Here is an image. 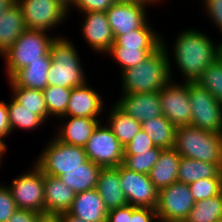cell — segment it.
<instances>
[{"mask_svg":"<svg viewBox=\"0 0 222 222\" xmlns=\"http://www.w3.org/2000/svg\"><path fill=\"white\" fill-rule=\"evenodd\" d=\"M204 33L191 27L180 31L173 41V51H168L170 49L165 43L164 36H162V45L167 49L169 55L171 80L175 76L172 72L173 62H171V58L174 59L178 71L183 76V82H196L203 71L218 59L220 42H215L213 38L211 39Z\"/></svg>","mask_w":222,"mask_h":222,"instance_id":"1","label":"cell"},{"mask_svg":"<svg viewBox=\"0 0 222 222\" xmlns=\"http://www.w3.org/2000/svg\"><path fill=\"white\" fill-rule=\"evenodd\" d=\"M169 55L162 45L139 65L120 73L121 91L127 94L160 91L170 80Z\"/></svg>","mask_w":222,"mask_h":222,"instance_id":"2","label":"cell"},{"mask_svg":"<svg viewBox=\"0 0 222 222\" xmlns=\"http://www.w3.org/2000/svg\"><path fill=\"white\" fill-rule=\"evenodd\" d=\"M76 46L65 35L54 38L50 46L52 62L47 74L48 85L75 88L89 81Z\"/></svg>","mask_w":222,"mask_h":222,"instance_id":"3","label":"cell"},{"mask_svg":"<svg viewBox=\"0 0 222 222\" xmlns=\"http://www.w3.org/2000/svg\"><path fill=\"white\" fill-rule=\"evenodd\" d=\"M43 30L25 29L13 46L5 52L6 78L9 80L18 70L35 61H43L50 54V46L58 34Z\"/></svg>","mask_w":222,"mask_h":222,"instance_id":"4","label":"cell"},{"mask_svg":"<svg viewBox=\"0 0 222 222\" xmlns=\"http://www.w3.org/2000/svg\"><path fill=\"white\" fill-rule=\"evenodd\" d=\"M174 149L182 156L222 166V134L192 126L176 128Z\"/></svg>","mask_w":222,"mask_h":222,"instance_id":"5","label":"cell"},{"mask_svg":"<svg viewBox=\"0 0 222 222\" xmlns=\"http://www.w3.org/2000/svg\"><path fill=\"white\" fill-rule=\"evenodd\" d=\"M87 161L84 147L65 144L54 136L49 139L33 163L44 174L59 177L64 171L79 168Z\"/></svg>","mask_w":222,"mask_h":222,"instance_id":"6","label":"cell"},{"mask_svg":"<svg viewBox=\"0 0 222 222\" xmlns=\"http://www.w3.org/2000/svg\"><path fill=\"white\" fill-rule=\"evenodd\" d=\"M191 126L222 134V104L196 82H188Z\"/></svg>","mask_w":222,"mask_h":222,"instance_id":"7","label":"cell"},{"mask_svg":"<svg viewBox=\"0 0 222 222\" xmlns=\"http://www.w3.org/2000/svg\"><path fill=\"white\" fill-rule=\"evenodd\" d=\"M20 6L26 29L52 32L68 20V9L59 0H15Z\"/></svg>","mask_w":222,"mask_h":222,"instance_id":"8","label":"cell"},{"mask_svg":"<svg viewBox=\"0 0 222 222\" xmlns=\"http://www.w3.org/2000/svg\"><path fill=\"white\" fill-rule=\"evenodd\" d=\"M30 170L12 179L7 185L18 209L45 213L44 173L33 163Z\"/></svg>","mask_w":222,"mask_h":222,"instance_id":"9","label":"cell"},{"mask_svg":"<svg viewBox=\"0 0 222 222\" xmlns=\"http://www.w3.org/2000/svg\"><path fill=\"white\" fill-rule=\"evenodd\" d=\"M84 149L88 160L102 168L118 167L123 163V146L113 131L102 121L93 131Z\"/></svg>","mask_w":222,"mask_h":222,"instance_id":"10","label":"cell"},{"mask_svg":"<svg viewBox=\"0 0 222 222\" xmlns=\"http://www.w3.org/2000/svg\"><path fill=\"white\" fill-rule=\"evenodd\" d=\"M170 80L162 87L160 100L163 116L174 126H191V103L188 82Z\"/></svg>","mask_w":222,"mask_h":222,"instance_id":"11","label":"cell"},{"mask_svg":"<svg viewBox=\"0 0 222 222\" xmlns=\"http://www.w3.org/2000/svg\"><path fill=\"white\" fill-rule=\"evenodd\" d=\"M195 204L188 184L174 182L159 190L157 220L186 219Z\"/></svg>","mask_w":222,"mask_h":222,"instance_id":"12","label":"cell"},{"mask_svg":"<svg viewBox=\"0 0 222 222\" xmlns=\"http://www.w3.org/2000/svg\"><path fill=\"white\" fill-rule=\"evenodd\" d=\"M121 189L128 204L134 207L156 209L159 190L153 185L148 174H141L119 165Z\"/></svg>","mask_w":222,"mask_h":222,"instance_id":"13","label":"cell"},{"mask_svg":"<svg viewBox=\"0 0 222 222\" xmlns=\"http://www.w3.org/2000/svg\"><path fill=\"white\" fill-rule=\"evenodd\" d=\"M148 7L133 2H123L117 0L105 12L114 36L127 34L139 29L147 20Z\"/></svg>","mask_w":222,"mask_h":222,"instance_id":"14","label":"cell"},{"mask_svg":"<svg viewBox=\"0 0 222 222\" xmlns=\"http://www.w3.org/2000/svg\"><path fill=\"white\" fill-rule=\"evenodd\" d=\"M81 30L84 41L96 54L106 55L114 43V36L105 12L82 13Z\"/></svg>","mask_w":222,"mask_h":222,"instance_id":"15","label":"cell"},{"mask_svg":"<svg viewBox=\"0 0 222 222\" xmlns=\"http://www.w3.org/2000/svg\"><path fill=\"white\" fill-rule=\"evenodd\" d=\"M119 98L114 103L140 123L163 115L159 91L136 94L121 93Z\"/></svg>","mask_w":222,"mask_h":222,"instance_id":"16","label":"cell"},{"mask_svg":"<svg viewBox=\"0 0 222 222\" xmlns=\"http://www.w3.org/2000/svg\"><path fill=\"white\" fill-rule=\"evenodd\" d=\"M87 81L84 85L72 88L68 107L63 116L100 119L105 110L104 98Z\"/></svg>","mask_w":222,"mask_h":222,"instance_id":"17","label":"cell"},{"mask_svg":"<svg viewBox=\"0 0 222 222\" xmlns=\"http://www.w3.org/2000/svg\"><path fill=\"white\" fill-rule=\"evenodd\" d=\"M59 118L61 121L56 125L55 137L65 144L81 147L86 145L97 125L102 121L100 119L73 116H61Z\"/></svg>","mask_w":222,"mask_h":222,"instance_id":"18","label":"cell"},{"mask_svg":"<svg viewBox=\"0 0 222 222\" xmlns=\"http://www.w3.org/2000/svg\"><path fill=\"white\" fill-rule=\"evenodd\" d=\"M69 214L85 222H106L108 209L96 188L76 194Z\"/></svg>","mask_w":222,"mask_h":222,"instance_id":"19","label":"cell"},{"mask_svg":"<svg viewBox=\"0 0 222 222\" xmlns=\"http://www.w3.org/2000/svg\"><path fill=\"white\" fill-rule=\"evenodd\" d=\"M75 196L74 190L59 177L44 174L45 212H67L72 206Z\"/></svg>","mask_w":222,"mask_h":222,"instance_id":"20","label":"cell"},{"mask_svg":"<svg viewBox=\"0 0 222 222\" xmlns=\"http://www.w3.org/2000/svg\"><path fill=\"white\" fill-rule=\"evenodd\" d=\"M96 190L101 195L108 210L123 207L128 204L120 185L119 166L101 169Z\"/></svg>","mask_w":222,"mask_h":222,"instance_id":"21","label":"cell"},{"mask_svg":"<svg viewBox=\"0 0 222 222\" xmlns=\"http://www.w3.org/2000/svg\"><path fill=\"white\" fill-rule=\"evenodd\" d=\"M26 29L16 1L0 14V56L7 52Z\"/></svg>","mask_w":222,"mask_h":222,"instance_id":"22","label":"cell"},{"mask_svg":"<svg viewBox=\"0 0 222 222\" xmlns=\"http://www.w3.org/2000/svg\"><path fill=\"white\" fill-rule=\"evenodd\" d=\"M181 155L174 149H162L158 161L151 168L149 178L158 189L170 186L178 181V167Z\"/></svg>","mask_w":222,"mask_h":222,"instance_id":"23","label":"cell"},{"mask_svg":"<svg viewBox=\"0 0 222 222\" xmlns=\"http://www.w3.org/2000/svg\"><path fill=\"white\" fill-rule=\"evenodd\" d=\"M151 25L149 19L139 28L118 35L112 46L137 49H159L162 46V34L157 32ZM154 29V30H153Z\"/></svg>","mask_w":222,"mask_h":222,"instance_id":"24","label":"cell"},{"mask_svg":"<svg viewBox=\"0 0 222 222\" xmlns=\"http://www.w3.org/2000/svg\"><path fill=\"white\" fill-rule=\"evenodd\" d=\"M52 62L51 54L43 61H35L18 70L10 80L18 87L43 91L48 86V71Z\"/></svg>","mask_w":222,"mask_h":222,"instance_id":"25","label":"cell"},{"mask_svg":"<svg viewBox=\"0 0 222 222\" xmlns=\"http://www.w3.org/2000/svg\"><path fill=\"white\" fill-rule=\"evenodd\" d=\"M177 176L188 185L202 178H222V166L181 156Z\"/></svg>","mask_w":222,"mask_h":222,"instance_id":"26","label":"cell"},{"mask_svg":"<svg viewBox=\"0 0 222 222\" xmlns=\"http://www.w3.org/2000/svg\"><path fill=\"white\" fill-rule=\"evenodd\" d=\"M102 167L88 160L79 168L66 170L59 178L76 194L96 188Z\"/></svg>","mask_w":222,"mask_h":222,"instance_id":"27","label":"cell"},{"mask_svg":"<svg viewBox=\"0 0 222 222\" xmlns=\"http://www.w3.org/2000/svg\"><path fill=\"white\" fill-rule=\"evenodd\" d=\"M107 126L113 131L120 144L125 147L142 129L141 123L122 111L115 103L110 106Z\"/></svg>","mask_w":222,"mask_h":222,"instance_id":"28","label":"cell"},{"mask_svg":"<svg viewBox=\"0 0 222 222\" xmlns=\"http://www.w3.org/2000/svg\"><path fill=\"white\" fill-rule=\"evenodd\" d=\"M141 127L155 146L162 149L174 148L177 127L163 115L142 122Z\"/></svg>","mask_w":222,"mask_h":222,"instance_id":"29","label":"cell"},{"mask_svg":"<svg viewBox=\"0 0 222 222\" xmlns=\"http://www.w3.org/2000/svg\"><path fill=\"white\" fill-rule=\"evenodd\" d=\"M7 82L12 92L11 97L23 106V108L32 110V112L37 114L45 123L48 119H52L48 114L42 91L18 87L10 79Z\"/></svg>","mask_w":222,"mask_h":222,"instance_id":"30","label":"cell"},{"mask_svg":"<svg viewBox=\"0 0 222 222\" xmlns=\"http://www.w3.org/2000/svg\"><path fill=\"white\" fill-rule=\"evenodd\" d=\"M11 99L7 104L11 134L17 129L28 130L29 132L44 126V121L37 114L33 113L32 110L23 108L12 97Z\"/></svg>","mask_w":222,"mask_h":222,"instance_id":"31","label":"cell"},{"mask_svg":"<svg viewBox=\"0 0 222 222\" xmlns=\"http://www.w3.org/2000/svg\"><path fill=\"white\" fill-rule=\"evenodd\" d=\"M186 220L188 222H217L222 220V193L195 202Z\"/></svg>","mask_w":222,"mask_h":222,"instance_id":"32","label":"cell"},{"mask_svg":"<svg viewBox=\"0 0 222 222\" xmlns=\"http://www.w3.org/2000/svg\"><path fill=\"white\" fill-rule=\"evenodd\" d=\"M157 49H137V48H123L120 46H112L106 55L116 61L120 72L137 66L148 58ZM120 66V67H119Z\"/></svg>","mask_w":222,"mask_h":222,"instance_id":"33","label":"cell"},{"mask_svg":"<svg viewBox=\"0 0 222 222\" xmlns=\"http://www.w3.org/2000/svg\"><path fill=\"white\" fill-rule=\"evenodd\" d=\"M72 88L48 85L42 92L49 116L57 118L66 113Z\"/></svg>","mask_w":222,"mask_h":222,"instance_id":"34","label":"cell"},{"mask_svg":"<svg viewBox=\"0 0 222 222\" xmlns=\"http://www.w3.org/2000/svg\"><path fill=\"white\" fill-rule=\"evenodd\" d=\"M222 104V62L211 63L196 81Z\"/></svg>","mask_w":222,"mask_h":222,"instance_id":"35","label":"cell"},{"mask_svg":"<svg viewBox=\"0 0 222 222\" xmlns=\"http://www.w3.org/2000/svg\"><path fill=\"white\" fill-rule=\"evenodd\" d=\"M162 148L155 146L148 152L139 153L137 155H124L122 165L132 171L149 174L151 168L158 161V157Z\"/></svg>","mask_w":222,"mask_h":222,"instance_id":"36","label":"cell"},{"mask_svg":"<svg viewBox=\"0 0 222 222\" xmlns=\"http://www.w3.org/2000/svg\"><path fill=\"white\" fill-rule=\"evenodd\" d=\"M194 201L198 202L222 193V178H202L189 184Z\"/></svg>","mask_w":222,"mask_h":222,"instance_id":"37","label":"cell"},{"mask_svg":"<svg viewBox=\"0 0 222 222\" xmlns=\"http://www.w3.org/2000/svg\"><path fill=\"white\" fill-rule=\"evenodd\" d=\"M154 147L152 139L141 129L123 149L124 155H137L148 152V150Z\"/></svg>","mask_w":222,"mask_h":222,"instance_id":"38","label":"cell"},{"mask_svg":"<svg viewBox=\"0 0 222 222\" xmlns=\"http://www.w3.org/2000/svg\"><path fill=\"white\" fill-rule=\"evenodd\" d=\"M17 209L9 187L0 181V222H7Z\"/></svg>","mask_w":222,"mask_h":222,"instance_id":"39","label":"cell"},{"mask_svg":"<svg viewBox=\"0 0 222 222\" xmlns=\"http://www.w3.org/2000/svg\"><path fill=\"white\" fill-rule=\"evenodd\" d=\"M203 3V12L208 15V20L214 23L218 31L222 33V0H200Z\"/></svg>","mask_w":222,"mask_h":222,"instance_id":"40","label":"cell"},{"mask_svg":"<svg viewBox=\"0 0 222 222\" xmlns=\"http://www.w3.org/2000/svg\"><path fill=\"white\" fill-rule=\"evenodd\" d=\"M116 1L117 0H75L72 9H77L76 11L80 14L90 11L106 12Z\"/></svg>","mask_w":222,"mask_h":222,"instance_id":"41","label":"cell"},{"mask_svg":"<svg viewBox=\"0 0 222 222\" xmlns=\"http://www.w3.org/2000/svg\"><path fill=\"white\" fill-rule=\"evenodd\" d=\"M130 222H157L156 209L131 205Z\"/></svg>","mask_w":222,"mask_h":222,"instance_id":"42","label":"cell"},{"mask_svg":"<svg viewBox=\"0 0 222 222\" xmlns=\"http://www.w3.org/2000/svg\"><path fill=\"white\" fill-rule=\"evenodd\" d=\"M11 136V128L9 124V114L7 103L3 100H0V145L8 149L7 144L5 143V137L8 138Z\"/></svg>","mask_w":222,"mask_h":222,"instance_id":"43","label":"cell"},{"mask_svg":"<svg viewBox=\"0 0 222 222\" xmlns=\"http://www.w3.org/2000/svg\"><path fill=\"white\" fill-rule=\"evenodd\" d=\"M131 205L108 210L106 222H130Z\"/></svg>","mask_w":222,"mask_h":222,"instance_id":"44","label":"cell"},{"mask_svg":"<svg viewBox=\"0 0 222 222\" xmlns=\"http://www.w3.org/2000/svg\"><path fill=\"white\" fill-rule=\"evenodd\" d=\"M38 215V212L32 210L17 209L7 222H36Z\"/></svg>","mask_w":222,"mask_h":222,"instance_id":"45","label":"cell"},{"mask_svg":"<svg viewBox=\"0 0 222 222\" xmlns=\"http://www.w3.org/2000/svg\"><path fill=\"white\" fill-rule=\"evenodd\" d=\"M36 222H62L60 213H39Z\"/></svg>","mask_w":222,"mask_h":222,"instance_id":"46","label":"cell"},{"mask_svg":"<svg viewBox=\"0 0 222 222\" xmlns=\"http://www.w3.org/2000/svg\"><path fill=\"white\" fill-rule=\"evenodd\" d=\"M120 1L140 3V4H143V5L147 6V7H151V6L157 5V4L159 6L160 4L164 3L162 0H120Z\"/></svg>","mask_w":222,"mask_h":222,"instance_id":"47","label":"cell"},{"mask_svg":"<svg viewBox=\"0 0 222 222\" xmlns=\"http://www.w3.org/2000/svg\"><path fill=\"white\" fill-rule=\"evenodd\" d=\"M60 214H61L62 222H85L84 220L79 219V218L69 214L68 212H63Z\"/></svg>","mask_w":222,"mask_h":222,"instance_id":"48","label":"cell"},{"mask_svg":"<svg viewBox=\"0 0 222 222\" xmlns=\"http://www.w3.org/2000/svg\"><path fill=\"white\" fill-rule=\"evenodd\" d=\"M14 2L15 0H0V14Z\"/></svg>","mask_w":222,"mask_h":222,"instance_id":"49","label":"cell"},{"mask_svg":"<svg viewBox=\"0 0 222 222\" xmlns=\"http://www.w3.org/2000/svg\"><path fill=\"white\" fill-rule=\"evenodd\" d=\"M59 1L66 7V9H68V14H70L71 11H74L70 8L75 3V0H59Z\"/></svg>","mask_w":222,"mask_h":222,"instance_id":"50","label":"cell"},{"mask_svg":"<svg viewBox=\"0 0 222 222\" xmlns=\"http://www.w3.org/2000/svg\"><path fill=\"white\" fill-rule=\"evenodd\" d=\"M7 150L8 149L6 147L0 145V168L2 165V160H3L2 158H4V154H6Z\"/></svg>","mask_w":222,"mask_h":222,"instance_id":"51","label":"cell"},{"mask_svg":"<svg viewBox=\"0 0 222 222\" xmlns=\"http://www.w3.org/2000/svg\"><path fill=\"white\" fill-rule=\"evenodd\" d=\"M157 222H188L186 219H166V220H157Z\"/></svg>","mask_w":222,"mask_h":222,"instance_id":"52","label":"cell"},{"mask_svg":"<svg viewBox=\"0 0 222 222\" xmlns=\"http://www.w3.org/2000/svg\"><path fill=\"white\" fill-rule=\"evenodd\" d=\"M218 59L222 62V41L219 43V56Z\"/></svg>","mask_w":222,"mask_h":222,"instance_id":"53","label":"cell"}]
</instances>
